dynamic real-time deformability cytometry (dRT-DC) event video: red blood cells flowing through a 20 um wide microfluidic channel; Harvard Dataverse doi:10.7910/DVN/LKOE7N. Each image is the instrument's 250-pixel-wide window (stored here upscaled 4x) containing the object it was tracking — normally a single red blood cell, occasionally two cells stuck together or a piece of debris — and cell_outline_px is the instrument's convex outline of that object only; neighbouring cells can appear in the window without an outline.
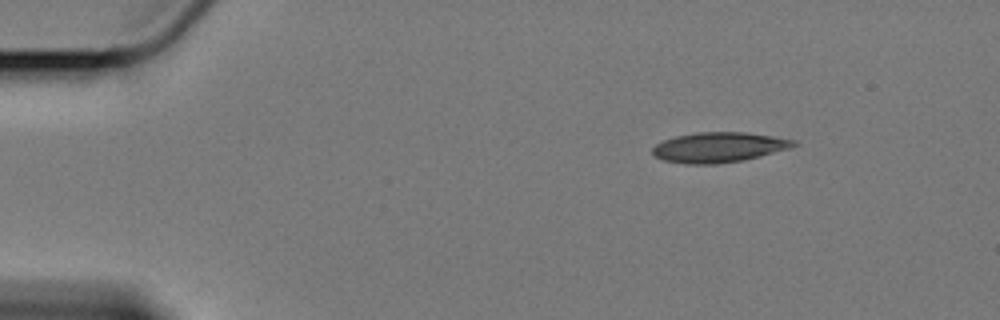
{"species": "Egyptian fruit bat (a non-hibernating species)", "species_latin": "Rousettus aegyptiacus", "temperature_condition": "cold", "stored_images_in_passage": 49, "camera_frame_rate_fps": 3000, "um_per_image_px": 0.085, "animal": {"sex": "female"}, "frame": {"image": 1, "passage_image": 1, "time_ms": 0.0, "image_size_px": [1000, 320], "cell_outline_px": [[800, 144], [788, 148], [760, 156], [740, 160], [716, 164], [684, 164], [664, 160], [652, 156], [652, 148], [656, 144], [664, 140], [676, 136], [696, 132], [744, 132], [772, 136], [796, 140]], "centroid_in_image_um": [61.07, 12.52], "position_along_channel_um": 23.9, "area_um2": 24.68}}
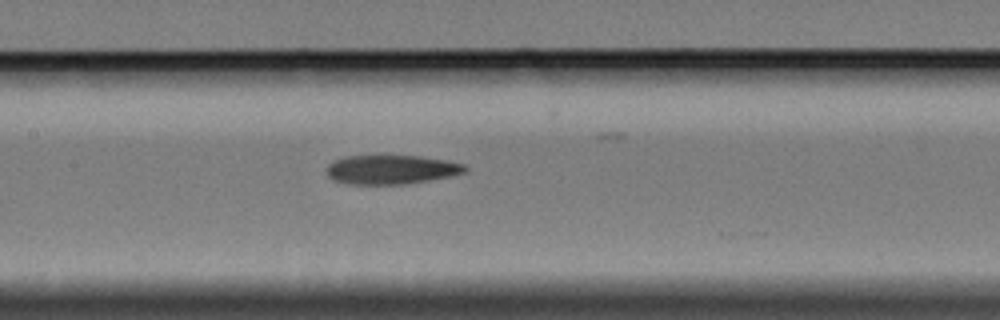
{"frame": {"image": 2, "passage_image": 21, "time_ms": 6.667, "image_size_px": [1000, 320], "cell_outline_px": [[468, 168], [464, 172], [448, 176], [428, 180], [404, 184], [344, 184], [328, 176], [328, 164], [332, 160], [344, 156], [420, 156], [448, 160], [464, 164]], "centroid_in_image_um": [33.24, 14.4], "position_along_channel_um": 174.2, "area_um2": 23.35}}
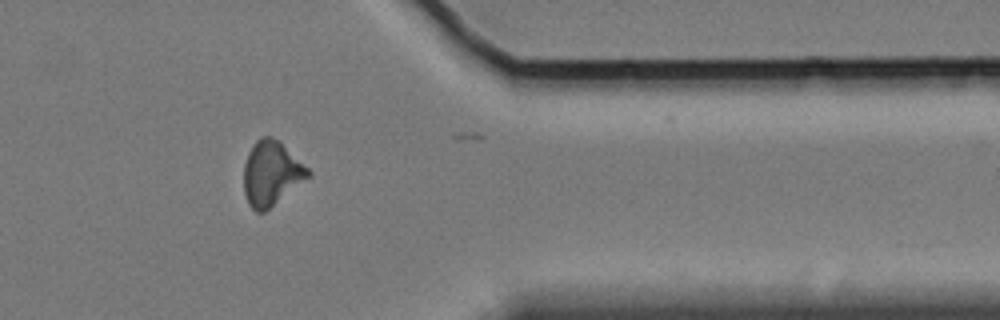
{"frame": {"image": 3, "passage_image": 41, "time_ms": 13.333, "image_size_px": [1000, 320], "cell_outline_px": [[312, 176], [264, 212], [256, 212], [248, 204], [244, 192], [244, 164], [248, 152], [256, 140], [260, 136], [272, 136], [280, 140], [312, 172]], "centroid_in_image_um": [23.08, 14.72], "position_along_channel_um": 388.3, "area_um2": 24.45}}